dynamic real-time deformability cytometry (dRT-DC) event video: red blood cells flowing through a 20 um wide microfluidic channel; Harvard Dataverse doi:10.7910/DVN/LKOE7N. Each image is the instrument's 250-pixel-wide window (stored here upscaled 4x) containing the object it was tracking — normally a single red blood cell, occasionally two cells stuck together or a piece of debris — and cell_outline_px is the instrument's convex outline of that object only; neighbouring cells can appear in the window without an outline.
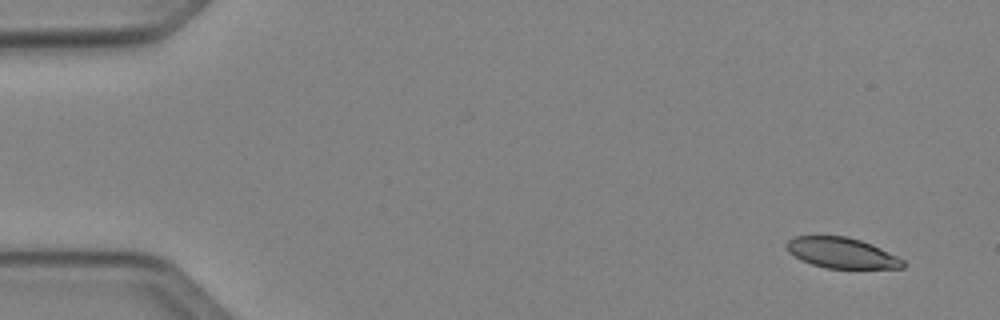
{"species": "Egyptian fruit bat (a non-hibernating species)", "species_latin": "Rousettus aegyptiacus", "temperature_condition": "cold", "stored_images_in_passage": 5, "camera_frame_rate_fps": 3000, "um_per_image_px": 0.085, "animal": {"sex": "female"}, "frame": {"image": 1, "passage_image": 1, "time_ms": 0.0, "image_size_px": [1000, 320], "cell_outline_px": [[904, 268], [828, 268], [812, 264], [800, 260], [788, 252], [784, 244], [788, 240], [796, 236], [844, 236], [860, 240], [872, 244], [904, 260]], "centroid_in_image_um": [71.5, 21.49], "position_along_channel_um": 13.5, "area_um2": 20.63}}
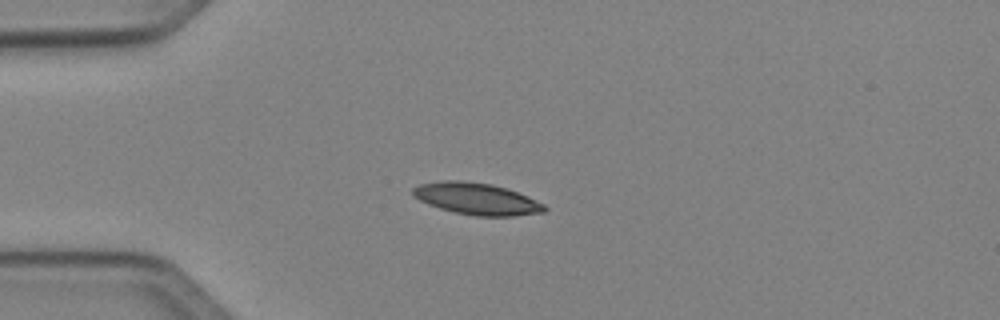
{"frame": {"image": 2, "passage_image": 4, "time_ms": 3.333, "image_size_px": [1000, 320], "cell_outline_px": [[548, 208], [544, 212], [512, 216], [476, 216], [456, 212], [440, 208], [428, 204], [412, 196], [412, 188], [420, 184], [440, 180], [460, 180], [492, 184], [528, 196], [544, 204]], "centroid_in_image_um": [40.5, 16.89], "position_along_channel_um": 44.5, "area_um2": 24.28}}
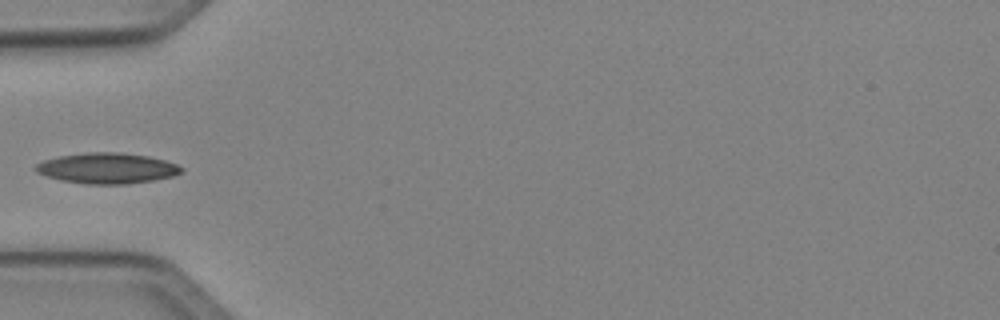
{"frame": {"image": 3, "passage_image": 5, "time_ms": 4.667, "image_size_px": [1000, 320], "cell_outline_px": [[184, 172], [172, 176], [152, 180], [124, 184], [84, 184], [60, 180], [36, 172], [32, 168], [36, 164], [44, 160], [60, 156], [88, 152], [120, 152], [148, 156], [164, 160], [176, 164], [184, 168]], "centroid_in_image_um": [9.09, 14.3], "position_along_channel_um": 75.9, "area_um2": 26.01}}